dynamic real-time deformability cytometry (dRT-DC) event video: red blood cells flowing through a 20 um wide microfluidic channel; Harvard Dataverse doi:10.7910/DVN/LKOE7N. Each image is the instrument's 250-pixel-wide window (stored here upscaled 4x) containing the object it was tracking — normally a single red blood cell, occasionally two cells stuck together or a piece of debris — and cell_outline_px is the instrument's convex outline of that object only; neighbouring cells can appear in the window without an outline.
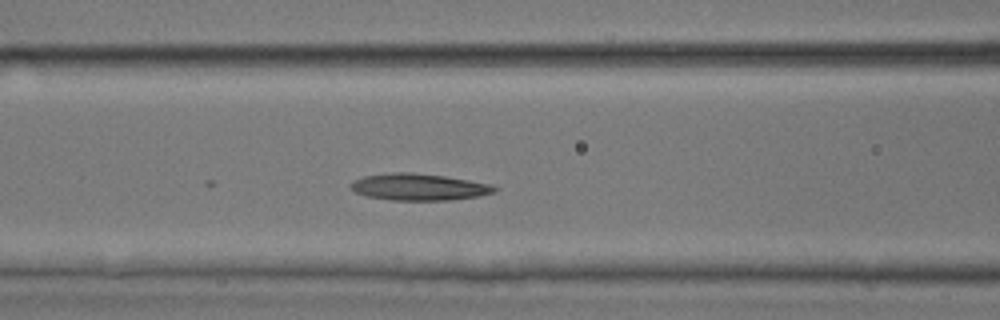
{"species": "common noctule bat (a hibernating species)", "species_latin": "Nyctalus noctula", "temperature_condition": "room temperature", "stored_images_in_passage": 14, "camera_frame_rate_fps": 3000, "um_per_image_px": 0.085, "animal": {"sex": "male", "body_mass_g": 17.9, "forearm_length_mm": 54.2}, "frame": {"image": 1, "passage_image": 14, "time_ms": 4.333, "image_size_px": [1000, 320], "cell_outline_px": [[500, 188], [496, 192], [480, 196], [452, 200], [392, 200], [368, 196], [356, 192], [352, 188], [352, 184], [356, 180], [364, 176], [392, 172], [412, 172], [444, 176], [468, 180], [488, 184]], "centroid_in_image_um": [35.67, 15.89], "position_along_channel_um": 130.9, "area_um2": 22.2}}